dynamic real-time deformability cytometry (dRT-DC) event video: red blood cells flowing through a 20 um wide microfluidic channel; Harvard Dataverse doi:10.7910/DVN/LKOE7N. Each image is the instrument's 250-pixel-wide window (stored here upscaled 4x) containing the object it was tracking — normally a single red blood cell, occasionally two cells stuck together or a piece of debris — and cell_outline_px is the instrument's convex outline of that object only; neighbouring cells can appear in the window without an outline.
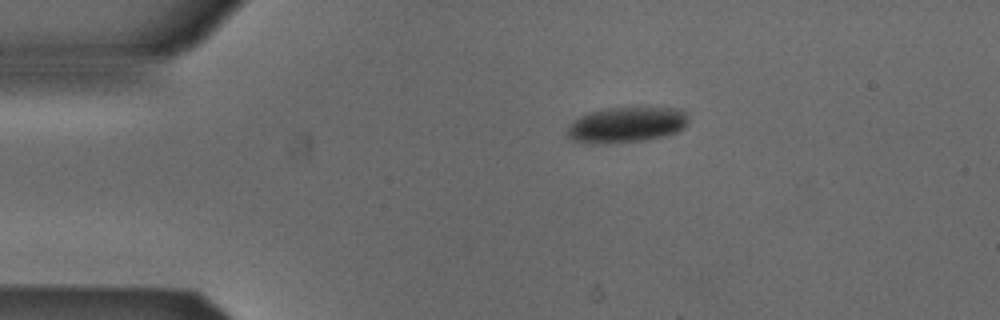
{"species": "Egyptian fruit bat (a non-hibernating species)", "species_latin": "Rousettus aegyptiacus", "temperature_condition": "cold", "stored_images_in_passage": 44, "camera_frame_rate_fps": 3000, "um_per_image_px": 0.085, "animal": {"sex": "male"}, "frame": {"image": 1, "passage_image": 1, "time_ms": 0.0, "image_size_px": [1000, 320], "cell_outline_px": [[688, 124], [684, 128], [676, 132], [664, 136], [644, 140], [604, 144], [592, 144], [572, 140], [564, 132], [572, 120], [588, 112], [604, 108], [680, 108], [688, 116]], "centroid_in_image_um": [53.2, 10.61], "position_along_channel_um": 31.8, "area_um2": 25.43}}
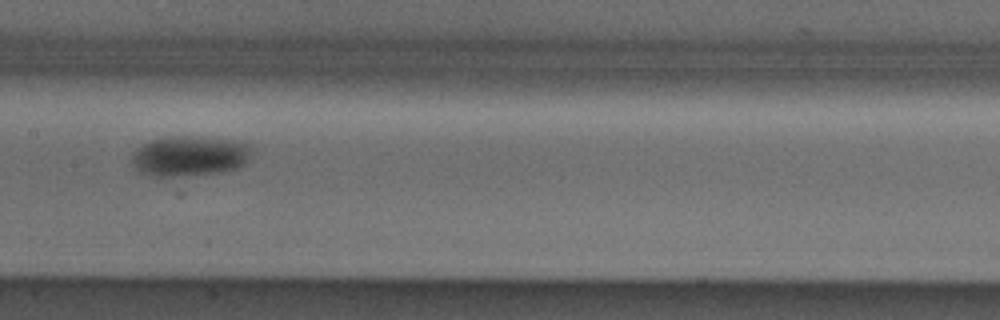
{"frame": {"image": 2, "passage_image": 17, "time_ms": 5.333, "image_size_px": [1000, 320], "cell_outline_px": [[252, 144], [248, 156], [244, 164], [236, 168], [220, 172], [172, 176], [156, 176], [140, 172], [132, 164], [132, 156], [136, 148], [152, 140], [168, 136], [204, 136], [236, 140]], "centroid_in_image_um": [16.12, 13.23], "position_along_channel_um": 191.3, "area_um2": 28.03}}
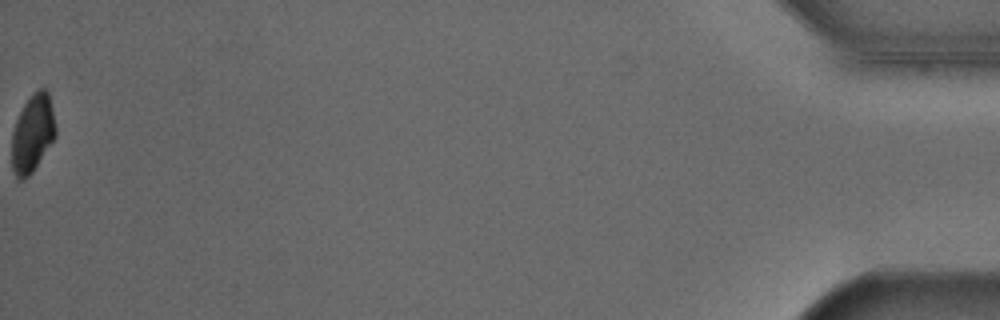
{"frame": {"image": 3, "passage_image": 44, "time_ms": 14.333, "image_size_px": [1000, 320], "cell_outline_px": [[56, 136], [32, 172], [24, 180], [16, 180], [12, 168], [12, 132], [16, 120], [24, 104], [32, 92], [40, 88], [44, 88], [48, 92], [52, 108], [56, 128]], "centroid_in_image_um": [2.76, 11.35], "position_along_channel_um": 432.4, "area_um2": 19.88}, "authors_computed_cell_mechanics": {"area_um2": 26.1834, "velocity_mm_per_s": 3.8698, "shape_relaxation_time_tau1_ms": 6.3223, "shape_relaxation_time_tau2_ms": null, "deformation_change_tau1": 0.0947, "deformation_change_tau2": null}}